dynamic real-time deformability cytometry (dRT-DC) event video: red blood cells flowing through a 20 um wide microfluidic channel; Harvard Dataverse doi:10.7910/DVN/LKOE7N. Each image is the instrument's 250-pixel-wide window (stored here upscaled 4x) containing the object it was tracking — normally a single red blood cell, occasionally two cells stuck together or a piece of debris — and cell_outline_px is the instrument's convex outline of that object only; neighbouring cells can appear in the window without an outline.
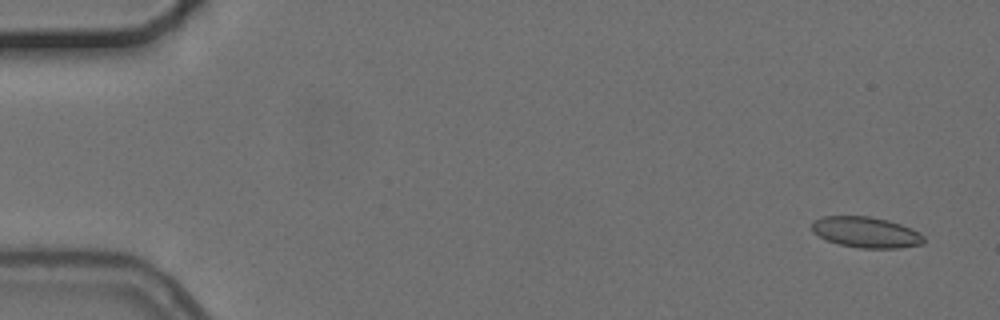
{"species": "common noctule bat (a hibernating species)", "species_latin": "Nyctalus noctula", "temperature_condition": "cold", "stored_images_in_passage": 6, "camera_frame_rate_fps": 3000, "um_per_image_px": 0.085, "animal": {"sex": "female", "body_mass_g": 24.6, "forearm_length_mm": 56.2}, "frame": {"image": 1, "passage_image": 1, "time_ms": 0.0, "image_size_px": [1000, 320], "cell_outline_px": [[924, 244], [900, 248], [860, 248], [840, 244], [828, 240], [812, 232], [812, 220], [824, 216], [868, 216], [888, 220], [912, 228], [920, 232], [924, 236]], "centroid_in_image_um": [73.64, 19.74], "position_along_channel_um": 11.4, "area_um2": 20.17}}
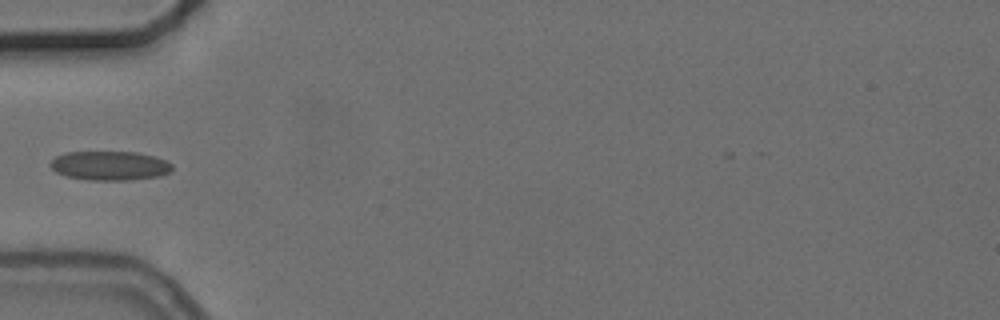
{"frame": {"image": 2, "passage_image": 5, "time_ms": 5.333, "image_size_px": [1000, 320], "cell_outline_px": [[172, 172], [160, 176], [128, 180], [92, 180], [68, 176], [56, 172], [48, 164], [56, 156], [64, 152], [136, 152], [156, 156], [168, 160], [172, 164]], "centroid_in_image_um": [9.38, 14.07], "position_along_channel_um": 75.6, "area_um2": 20.87}}
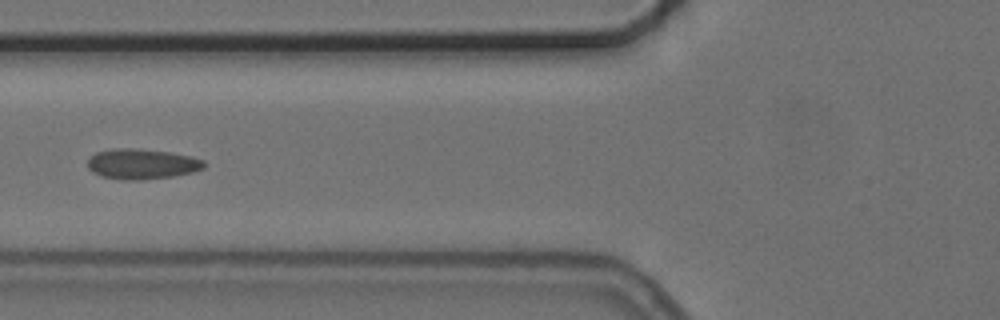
{"frame": {"image": 3, "passage_image": 6, "time_ms": 6.333, "image_size_px": [1000, 320], "cell_outline_px": [[204, 168], [192, 172], [172, 176], [140, 180], [124, 180], [100, 176], [92, 172], [88, 168], [88, 160], [96, 152], [112, 148], [132, 148], [168, 152], [192, 156], [204, 160]], "centroid_in_image_um": [12.04, 13.94], "position_along_channel_um": 113.8, "area_um2": 20.52}}